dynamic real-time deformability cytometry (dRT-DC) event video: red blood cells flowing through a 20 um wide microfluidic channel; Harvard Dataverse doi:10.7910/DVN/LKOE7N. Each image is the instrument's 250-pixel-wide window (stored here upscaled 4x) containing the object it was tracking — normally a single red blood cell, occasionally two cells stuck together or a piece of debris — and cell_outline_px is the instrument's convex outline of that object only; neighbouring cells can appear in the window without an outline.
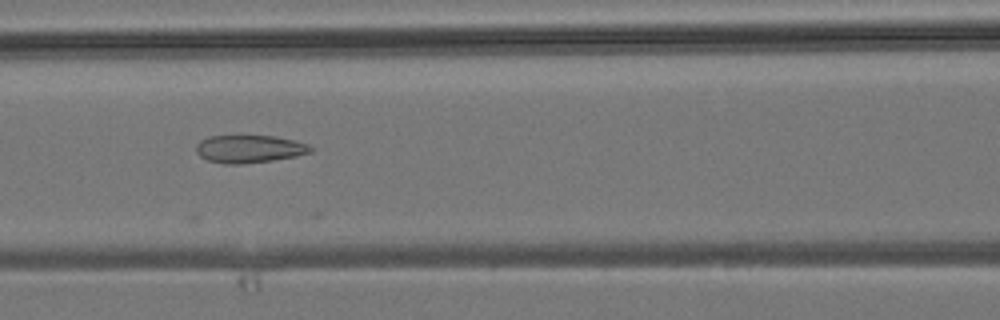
{"species": "common noctule bat (a hibernating species)", "species_latin": "Nyctalus noctula", "temperature_condition": "room temperature", "stored_images_in_passage": 5, "camera_frame_rate_fps": 3000, "um_per_image_px": 0.085, "animal": {"sex": "male", "body_mass_g": 19.2, "forearm_length_mm": 51.8}, "frame": {"image": 1, "passage_image": 5, "time_ms": 5.667, "image_size_px": [1000, 320], "cell_outline_px": [[312, 152], [296, 156], [272, 160], [240, 164], [224, 164], [208, 160], [200, 156], [196, 152], [196, 144], [200, 140], [208, 136], [276, 136], [296, 140], [308, 144], [312, 148]], "centroid_in_image_um": [21.19, 12.65], "position_along_channel_um": 145.4, "area_um2": 18.55}}